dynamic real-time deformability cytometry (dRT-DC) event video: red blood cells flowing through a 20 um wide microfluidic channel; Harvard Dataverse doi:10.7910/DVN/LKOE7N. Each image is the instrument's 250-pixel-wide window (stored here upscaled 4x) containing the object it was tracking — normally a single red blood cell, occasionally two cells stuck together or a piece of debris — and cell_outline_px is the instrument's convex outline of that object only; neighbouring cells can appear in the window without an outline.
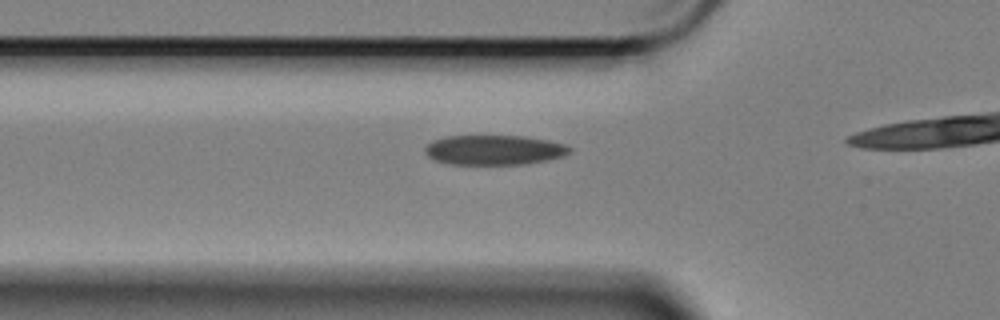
{"species": "Egyptian fruit bat (a non-hibernating species)", "species_latin": "Rousettus aegyptiacus", "temperature_condition": "cold", "stored_images_in_passage": 11, "camera_frame_rate_fps": 3000, "um_per_image_px": 0.085, "animal": {"sex": "female"}, "frame": {"image": 1, "passage_image": 2, "time_ms": 0.333, "image_size_px": [1000, 320], "cell_outline_px": [[572, 152], [564, 156], [548, 160], [524, 164], [448, 164], [436, 160], [428, 156], [424, 152], [424, 148], [432, 140], [448, 136], [524, 136], [548, 140], [564, 144], [572, 148]], "centroid_in_image_um": [42.02, 12.75], "position_along_channel_um": 83.8, "area_um2": 25.2}}
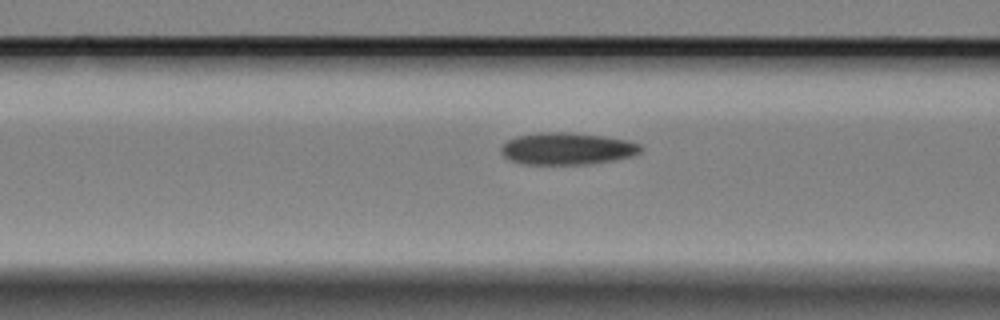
{"frame": {"image": 2, "passage_image": 5, "time_ms": 1.333, "image_size_px": [1000, 320], "cell_outline_px": [[644, 148], [640, 152], [632, 156], [612, 160], [588, 164], [528, 164], [512, 160], [504, 156], [500, 152], [500, 148], [508, 140], [516, 136], [536, 132], [568, 132], [604, 136], [628, 140], [640, 144]], "centroid_in_image_um": [48.22, 12.62], "position_along_channel_um": 118.4, "area_um2": 26.07}}
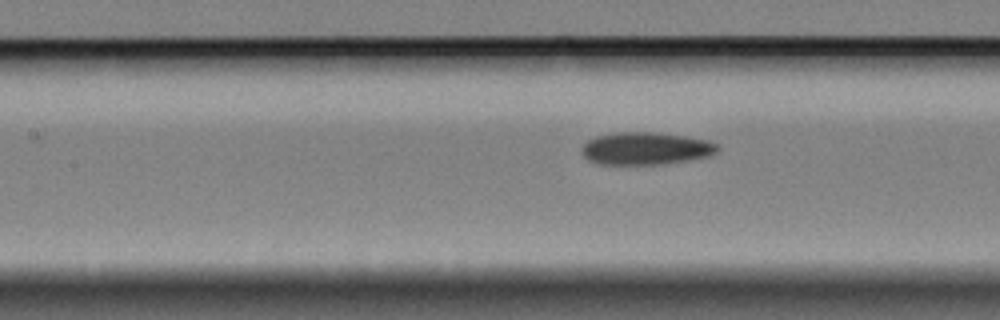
{"frame": {"image": 3, "passage_image": 8, "time_ms": 2.333, "image_size_px": [1000, 320], "cell_outline_px": [[720, 148], [716, 152], [708, 156], [688, 160], [664, 164], [600, 164], [588, 160], [580, 152], [584, 144], [588, 140], [596, 136], [616, 132], [652, 132], [684, 136], [708, 140], [720, 144]], "centroid_in_image_um": [54.9, 12.62], "position_along_channel_um": 152.5, "area_um2": 25.78}}